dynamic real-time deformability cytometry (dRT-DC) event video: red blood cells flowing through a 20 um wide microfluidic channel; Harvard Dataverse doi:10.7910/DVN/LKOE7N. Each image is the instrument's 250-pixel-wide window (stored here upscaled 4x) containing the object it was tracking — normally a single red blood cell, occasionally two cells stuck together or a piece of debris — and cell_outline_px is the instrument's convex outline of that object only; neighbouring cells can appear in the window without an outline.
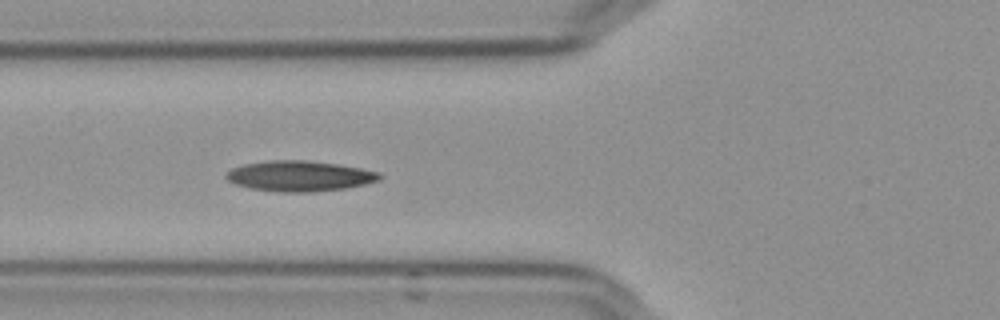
{"species": "Egyptian fruit bat (a non-hibernating species)", "species_latin": "Rousettus aegyptiacus", "temperature_condition": "cold", "stored_images_in_passage": 39, "camera_frame_rate_fps": 3000, "um_per_image_px": 0.085, "frame": {"image": 1, "passage_image": 12, "time_ms": 3.667, "image_size_px": [1000, 320], "cell_outline_px": [[384, 176], [380, 180], [348, 188], [312, 192], [280, 192], [252, 188], [236, 184], [228, 180], [224, 176], [232, 168], [244, 164], [268, 160], [308, 160], [340, 164], [380, 172]], "centroid_in_image_um": [25.51, 14.95], "position_along_channel_um": 100.3, "area_um2": 27.4}, "authors_computed_cell_mechanics": {"area_um2": 26.01, "velocity_mm_per_s": 3.6285, "shape_relaxation_time_tau1_ms": null, "shape_relaxation_time_tau2_ms": 4.0854, "deformation_change_tau1": null, "deformation_change_tau2": 0.1103}}